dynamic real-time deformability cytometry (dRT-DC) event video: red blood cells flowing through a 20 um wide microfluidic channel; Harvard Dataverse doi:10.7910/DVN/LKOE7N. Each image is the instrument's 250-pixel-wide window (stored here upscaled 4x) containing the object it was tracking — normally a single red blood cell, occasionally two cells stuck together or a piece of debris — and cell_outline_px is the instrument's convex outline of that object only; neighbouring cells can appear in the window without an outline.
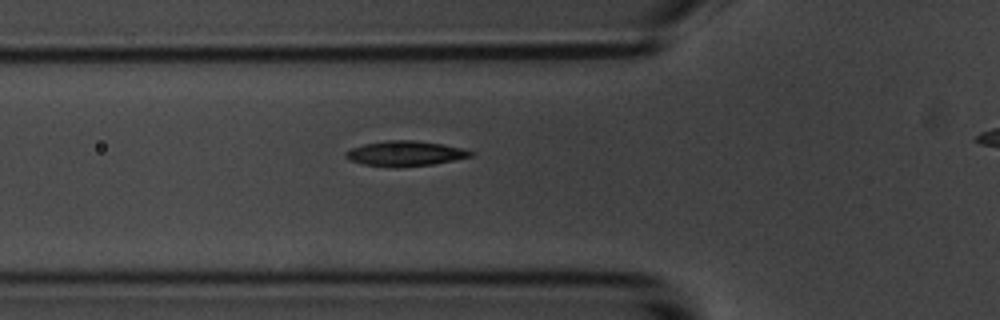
{"species": "common noctule bat (a hibernating species)", "species_latin": "Nyctalus noctula", "temperature_condition": "room temperature", "stored_images_in_passage": 36, "camera_frame_rate_fps": 3000, "um_per_image_px": 0.085, "animal": {"sex": "male", "body_mass_g": 20.1, "forearm_length_mm": 53.5}, "frame": {"image": 1, "passage_image": 6, "time_ms": 1.667, "image_size_px": [1000, 320], "cell_outline_px": [[476, 152], [472, 156], [432, 164], [364, 164], [348, 160], [344, 156], [344, 152], [352, 148], [364, 144], [388, 140], [412, 140], [440, 144], [464, 148]], "centroid_in_image_um": [34.46, 12.99], "position_along_channel_um": 91.3, "area_um2": 17.28}}
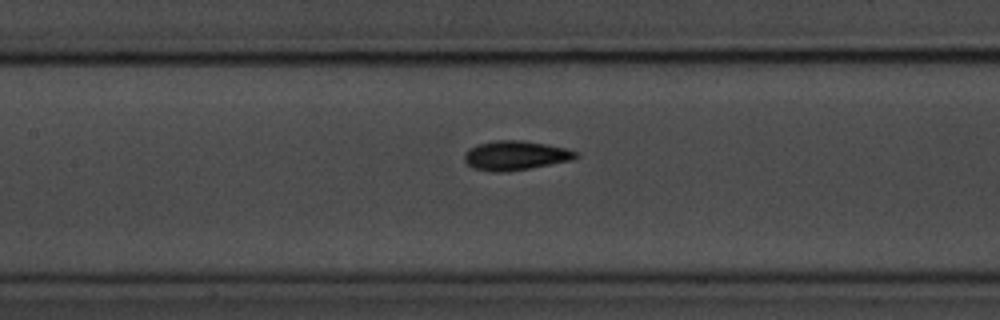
{"frame": {"image": 2, "passage_image": 12, "time_ms": 3.667, "image_size_px": [1000, 320], "cell_outline_px": [[580, 156], [572, 160], [508, 172], [492, 172], [472, 168], [464, 160], [464, 152], [468, 148], [476, 144], [496, 140], [520, 140], [568, 148], [576, 152]], "centroid_in_image_um": [43.78, 13.22], "position_along_channel_um": 163.6, "area_um2": 19.19}}
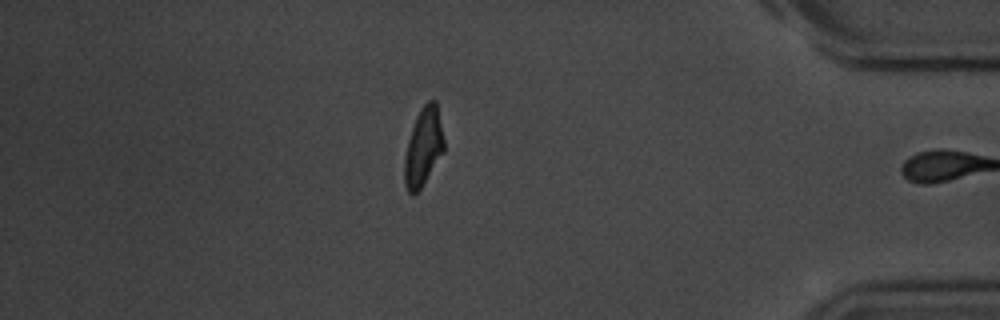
{"frame": {"image": 3, "passage_image": 35, "time_ms": 11.333, "image_size_px": [1000, 320], "cell_outline_px": [[444, 152], [420, 188], [412, 196], [408, 192], [404, 184], [404, 156], [408, 140], [416, 116], [420, 108], [428, 100], [436, 100], [444, 140]], "centroid_in_image_um": [35.97, 12.49], "position_along_channel_um": 399.2, "area_um2": 17.98}, "authors_computed_cell_mechanics": {"area_um2": 18.2937, "velocity_mm_per_s": 3.5703, "shape_relaxation_time_tau1_ms": 2.0594, "shape_relaxation_time_tau2_ms": 0.9291, "deformation_change_tau1": 0.1425, "deformation_change_tau2": 0.0527}}